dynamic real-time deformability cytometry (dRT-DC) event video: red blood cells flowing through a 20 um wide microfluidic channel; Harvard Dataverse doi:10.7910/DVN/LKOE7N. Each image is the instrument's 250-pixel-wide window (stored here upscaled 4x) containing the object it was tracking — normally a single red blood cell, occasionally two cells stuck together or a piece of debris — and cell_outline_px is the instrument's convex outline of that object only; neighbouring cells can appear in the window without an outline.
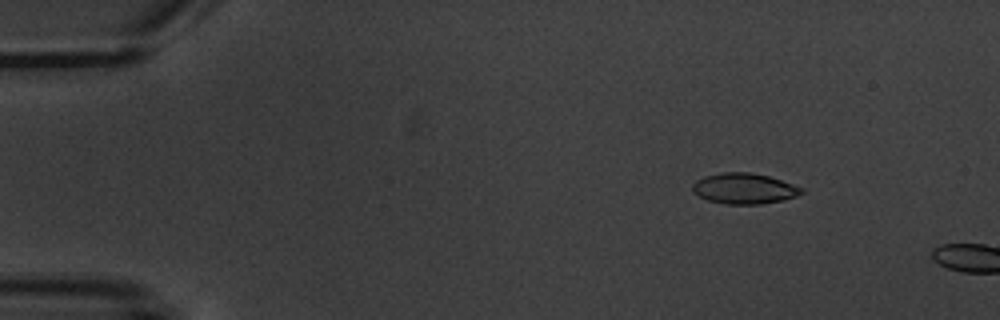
{"species": "common noctule bat (a hibernating species)", "species_latin": "Nyctalus noctula", "temperature_condition": "warm", "stored_images_in_passage": 3, "camera_frame_rate_fps": 3000, "um_per_image_px": 0.085, "animal": {"sex": "male", "body_mass_g": 20.1, "forearm_length_mm": 53.5}, "frame": {"image": 1, "passage_image": 2, "time_ms": 1.0, "image_size_px": [1000, 320], "cell_outline_px": [[804, 192], [796, 196], [784, 200], [760, 204], [724, 204], [708, 200], [692, 192], [692, 184], [696, 180], [704, 176], [724, 172], [752, 172], [768, 176], [804, 188]], "centroid_in_image_um": [63.25, 16.02], "position_along_channel_um": 21.8, "area_um2": 19.54}}